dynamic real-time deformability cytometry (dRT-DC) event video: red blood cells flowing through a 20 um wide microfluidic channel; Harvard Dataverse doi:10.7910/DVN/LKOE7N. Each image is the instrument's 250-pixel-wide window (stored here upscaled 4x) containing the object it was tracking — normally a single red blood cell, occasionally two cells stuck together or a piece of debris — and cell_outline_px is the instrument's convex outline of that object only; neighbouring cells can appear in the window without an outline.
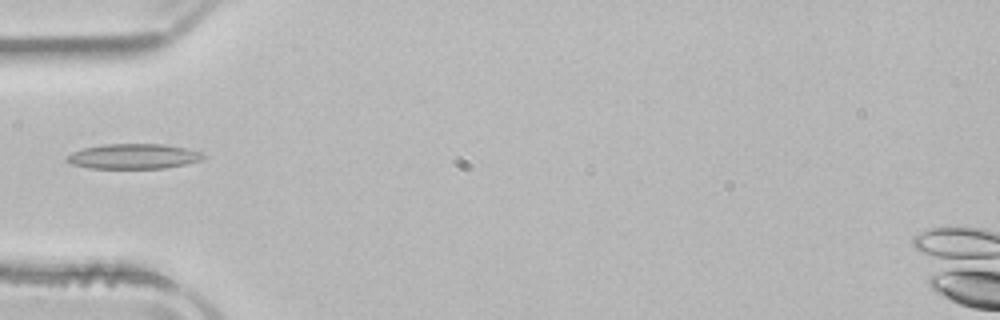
{"species": "common noctule bat (a hibernating species)", "species_latin": "Nyctalus noctula", "temperature_condition": "room temperature", "stored_images_in_passage": 36, "camera_frame_rate_fps": 3000, "um_per_image_px": 0.085, "animal": {"sex": "male", "body_mass_g": 21.5, "forearm_length_mm": 52.0}, "frame": {"image": 1, "passage_image": 1, "time_ms": 0.0, "image_size_px": [1000, 320], "cell_outline_px": [[208, 156], [200, 160], [184, 164], [164, 168], [88, 168], [72, 164], [64, 160], [64, 156], [72, 152], [84, 148], [104, 144], [164, 144], [184, 148], [200, 152]], "centroid_in_image_um": [11.3, 13.29], "position_along_channel_um": 73.7, "area_um2": 19.88}}
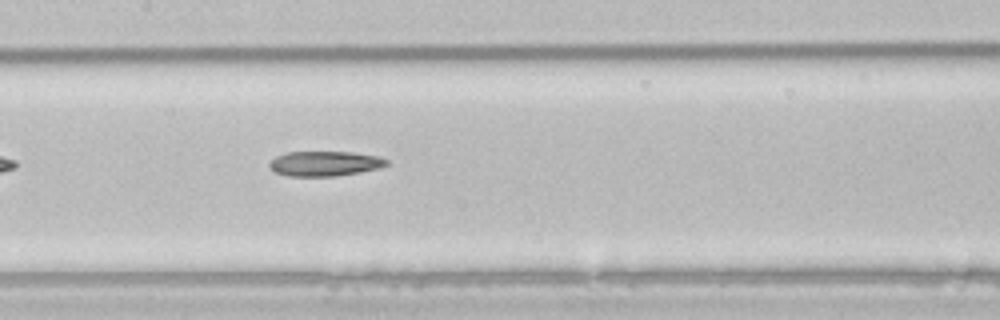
{"frame": {"image": 2, "passage_image": 9, "time_ms": 2.667, "image_size_px": [1000, 320], "cell_outline_px": [[388, 164], [380, 168], [360, 172], [336, 176], [288, 176], [276, 172], [268, 168], [268, 164], [276, 156], [288, 152], [352, 152], [376, 156], [388, 160]], "centroid_in_image_um": [27.59, 13.91], "position_along_channel_um": 179.8, "area_um2": 16.99}}
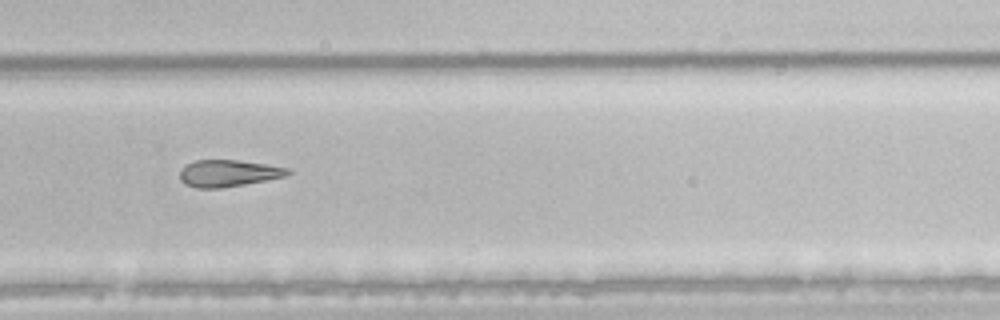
{"frame": {"image": 3, "passage_image": 19, "time_ms": 6.0, "image_size_px": [1000, 320], "cell_outline_px": [[292, 172], [288, 176], [244, 184], [220, 188], [196, 188], [184, 184], [180, 180], [180, 168], [196, 160], [236, 160], [264, 164], [288, 168]], "centroid_in_image_um": [19.39, 14.73], "position_along_channel_um": 310.4, "area_um2": 16.82}}